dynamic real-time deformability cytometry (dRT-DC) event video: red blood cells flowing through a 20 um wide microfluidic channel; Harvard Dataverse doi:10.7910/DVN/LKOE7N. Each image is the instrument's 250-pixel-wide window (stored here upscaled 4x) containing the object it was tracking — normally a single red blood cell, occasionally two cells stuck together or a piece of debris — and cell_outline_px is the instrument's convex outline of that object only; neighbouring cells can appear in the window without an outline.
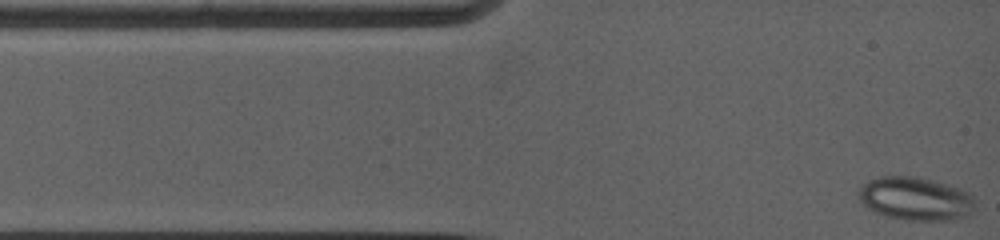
{"species": "common noctule bat (a hibernating species)", "species_latin": "Nyctalus noctula", "temperature_condition": "warm", "stored_images_in_passage": 21, "camera_frame_rate_fps": 5000, "um_per_image_px": 0.085, "animal": {"sex": "female", "body_mass_g": 19.0, "forearm_length_mm": 53.3}, "frame": {"image": 1, "passage_image": 1, "time_ms": 0.0, "image_size_px": [1000, 240], "cell_outline_px": [[976, 204], [972, 212], [968, 216], [956, 220], [904, 220], [888, 216], [876, 212], [868, 208], [860, 200], [860, 188], [868, 180], [880, 176], [916, 176], [948, 184], [960, 188], [968, 192], [976, 200]], "centroid_in_image_um": [77.88, 16.89], "position_along_channel_um": 7.1, "area_um2": 29.54}}
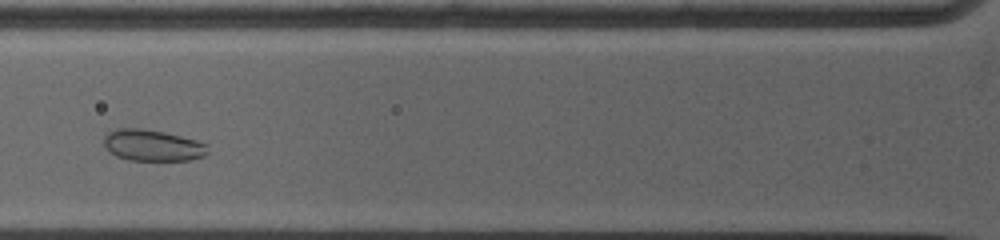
{"frame": {"image": 2, "passage_image": 16, "time_ms": 4.0, "image_size_px": [1000, 240], "cell_outline_px": [[208, 152], [204, 156], [188, 160], [128, 160], [116, 156], [108, 152], [104, 148], [104, 136], [108, 132], [116, 128], [140, 128], [164, 132], [196, 140], [208, 144]], "centroid_in_image_um": [12.93, 12.35], "position_along_channel_um": 112.9, "area_um2": 19.13}}
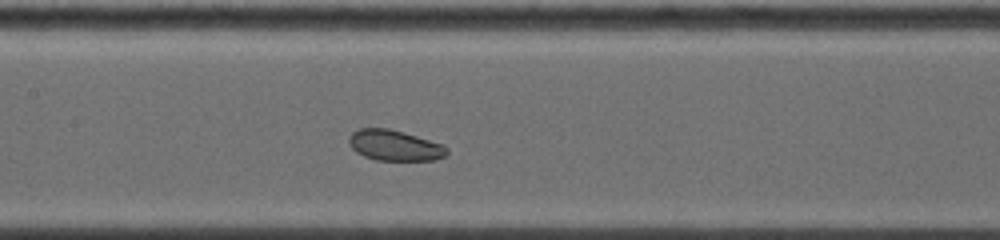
{"frame": {"image": 3, "passage_image": 21, "time_ms": 5.6, "image_size_px": [1000, 240], "cell_outline_px": [[448, 152], [444, 156], [432, 160], [376, 160], [364, 156], [356, 152], [348, 144], [348, 136], [352, 132], [360, 128], [388, 128], [404, 132], [444, 144], [448, 148]], "centroid_in_image_um": [33.52, 12.35], "position_along_channel_um": 173.9, "area_um2": 17.63}}